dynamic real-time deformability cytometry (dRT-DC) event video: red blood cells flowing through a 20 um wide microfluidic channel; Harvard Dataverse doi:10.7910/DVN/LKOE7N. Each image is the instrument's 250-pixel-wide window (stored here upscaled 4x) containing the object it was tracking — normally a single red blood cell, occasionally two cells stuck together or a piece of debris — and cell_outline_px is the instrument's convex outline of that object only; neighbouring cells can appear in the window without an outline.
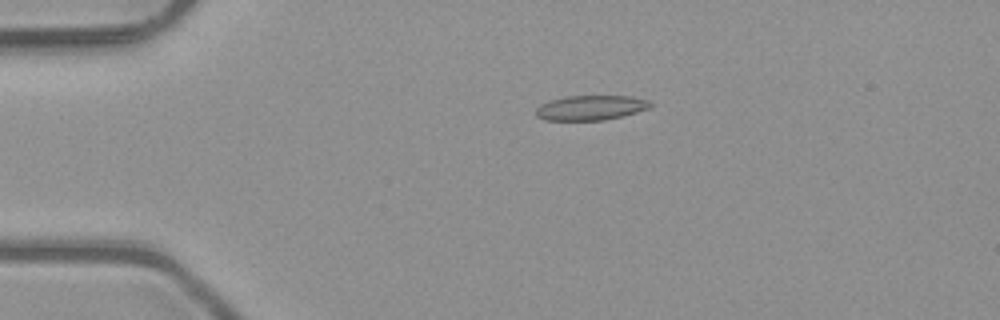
{"species": "common noctule bat (a hibernating species)", "species_latin": "Nyctalus noctula", "temperature_condition": "room temperature", "stored_images_in_passage": 5, "camera_frame_rate_fps": 3000, "um_per_image_px": 0.085, "animal": {"sex": "male", "body_mass_g": 23.1, "forearm_length_mm": 52.7}, "frame": {"image": 1, "passage_image": 4, "time_ms": 1.0, "image_size_px": [1000, 320], "cell_outline_px": [[652, 104], [648, 108], [636, 112], [604, 120], [544, 120], [536, 116], [536, 108], [540, 104], [552, 100], [568, 96], [632, 96], [648, 100]], "centroid_in_image_um": [50.19, 9.16], "position_along_channel_um": 34.8, "area_um2": 16.36}}
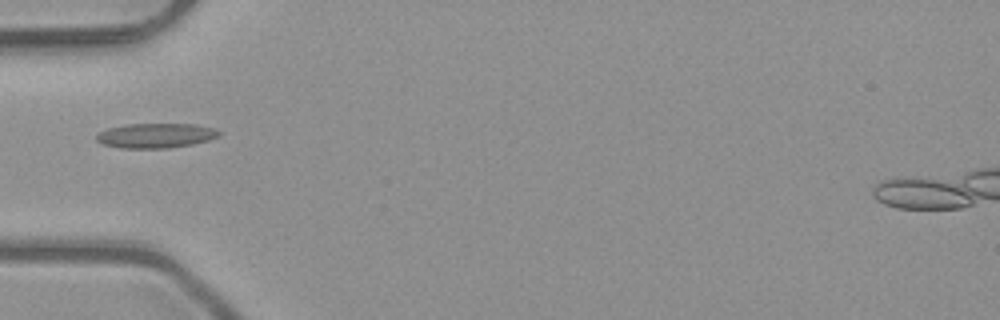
{"frame": {"image": 2, "passage_image": 5, "time_ms": 1.333, "image_size_px": [1000, 320], "cell_outline_px": [[220, 136], [208, 140], [192, 144], [168, 148], [120, 148], [104, 144], [96, 140], [96, 136], [100, 132], [108, 128], [128, 124], [196, 124], [216, 128], [220, 132]], "centroid_in_image_um": [13.27, 11.52], "position_along_channel_um": 71.7, "area_um2": 17.63}}